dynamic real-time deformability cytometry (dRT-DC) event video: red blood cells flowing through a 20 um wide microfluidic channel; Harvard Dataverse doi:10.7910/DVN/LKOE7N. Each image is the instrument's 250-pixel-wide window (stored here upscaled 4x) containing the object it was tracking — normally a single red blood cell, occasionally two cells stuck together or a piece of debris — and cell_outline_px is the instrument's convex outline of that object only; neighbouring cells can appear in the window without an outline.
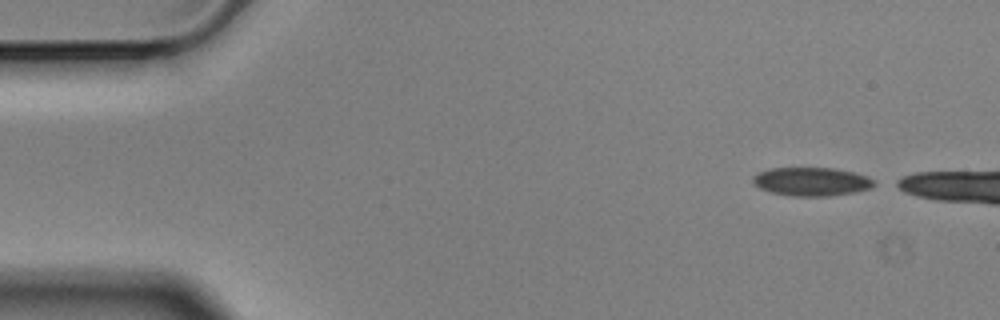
{"species": "Egyptian fruit bat (a non-hibernating species)", "species_latin": "Rousettus aegyptiacus", "temperature_condition": "cold", "stored_images_in_passage": 3, "camera_frame_rate_fps": 3000, "um_per_image_px": 0.085, "animal": {"sex": "male"}, "frame": {"image": 1, "passage_image": 1, "time_ms": 0.0, "image_size_px": [1000, 320], "cell_outline_px": [[880, 184], [872, 188], [856, 192], [828, 196], [792, 196], [772, 192], [760, 188], [752, 184], [752, 176], [768, 168], [832, 168], [852, 172], [868, 176], [876, 180]], "centroid_in_image_um": [69.03, 15.44], "position_along_channel_um": 16.0, "area_um2": 20.4}}